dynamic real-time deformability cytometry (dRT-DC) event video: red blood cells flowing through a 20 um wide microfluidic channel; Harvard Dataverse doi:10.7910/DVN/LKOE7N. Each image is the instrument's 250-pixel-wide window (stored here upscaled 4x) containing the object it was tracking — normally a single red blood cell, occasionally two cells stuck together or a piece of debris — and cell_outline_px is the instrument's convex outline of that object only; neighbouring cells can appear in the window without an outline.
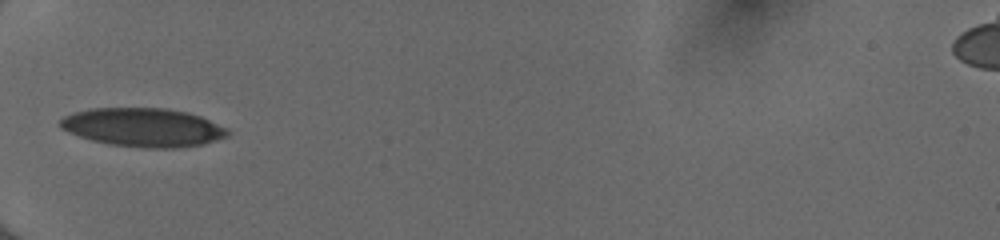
{"species": "human", "species_latin": "Homo sapiens", "temperature_condition": "cold", "stored_images_in_passage": 33, "camera_frame_rate_fps": 3000, "um_per_image_px": 0.085, "donor": {"sex": "female"}, "frame": {"image": 1, "passage_image": 1, "time_ms": 0.0, "image_size_px": [1000, 240], "cell_outline_px": [[232, 132], [228, 136], [204, 144], [176, 148], [144, 148], [108, 144], [92, 140], [68, 132], [60, 128], [56, 124], [64, 116], [72, 112], [92, 108], [168, 108], [188, 112], [200, 116], [228, 128]], "centroid_in_image_um": [12.17, 10.82], "position_along_channel_um": 72.8, "area_um2": 38.09}}
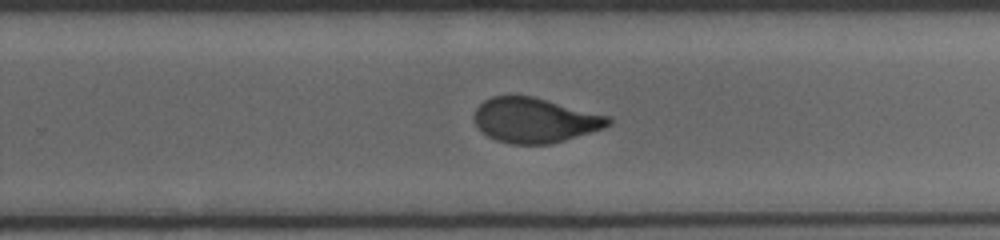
{"frame": {"image": 2, "passage_image": 17, "time_ms": 5.333, "image_size_px": [1000, 240], "cell_outline_px": [[612, 124], [604, 128], [552, 144], [508, 144], [496, 140], [488, 136], [476, 128], [472, 116], [476, 108], [484, 100], [492, 96], [532, 96], [612, 116]], "centroid_in_image_um": [45.46, 10.22], "position_along_channel_um": 284.3, "area_um2": 35.49}}
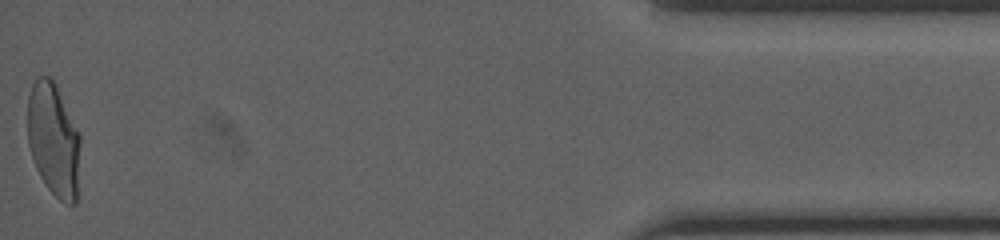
{"frame": {"image": 3, "passage_image": 33, "time_ms": 10.667, "image_size_px": [1000, 240], "cell_outline_px": [[80, 140], [76, 204], [64, 204], [48, 188], [40, 176], [36, 168], [28, 144], [28, 96], [32, 84], [36, 76], [52, 76], [80, 132]], "centroid_in_image_um": [4.56, 11.83], "position_along_channel_um": 430.6, "area_um2": 35.08}, "authors_computed_cell_mechanics": {"area_um2": 36.0672, "velocity_mm_per_s": 4.0389, "shape_relaxation_time_tau1_ms": 5.4166, "shape_relaxation_time_tau2_ms": 0.8991, "deformation_change_tau1": 0.1893, "deformation_change_tau2": 0.0622}}